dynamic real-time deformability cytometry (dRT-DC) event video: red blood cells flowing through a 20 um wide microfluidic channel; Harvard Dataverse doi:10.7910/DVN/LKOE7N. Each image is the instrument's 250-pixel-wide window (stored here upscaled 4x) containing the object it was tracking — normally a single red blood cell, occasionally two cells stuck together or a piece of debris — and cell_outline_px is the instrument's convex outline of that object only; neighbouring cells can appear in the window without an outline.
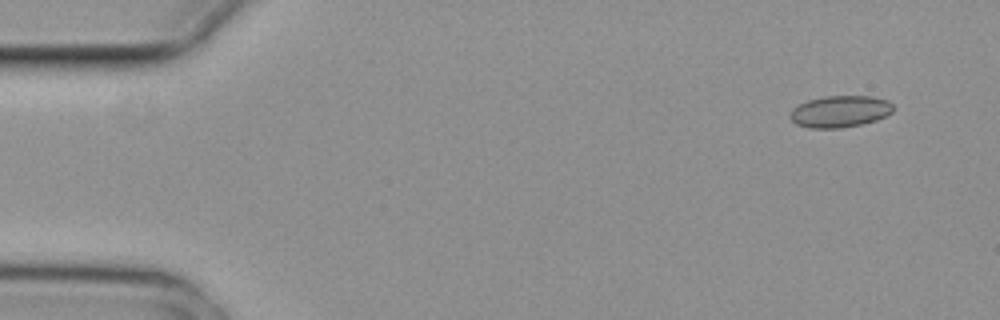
{"species": "common noctule bat (a hibernating species)", "species_latin": "Nyctalus noctula", "temperature_condition": "cold", "stored_images_in_passage": 6, "segment_of_instrument_passage": [2, 2], "camera_frame_rate_fps": 3000, "um_per_image_px": 0.085, "animal": {"sex": "female", "body_mass_g": 29.2, "forearm_length_mm": 56.3}, "frame": {"image": 1, "passage_image": 6, "time_ms": 1.667, "image_size_px": [1000, 320], "cell_outline_px": [[892, 112], [876, 120], [860, 124], [840, 128], [808, 128], [796, 124], [788, 116], [792, 108], [808, 100], [824, 96], [872, 96], [888, 100], [892, 104]], "centroid_in_image_um": [71.37, 9.47], "position_along_channel_um": 13.6, "area_um2": 19.02}}